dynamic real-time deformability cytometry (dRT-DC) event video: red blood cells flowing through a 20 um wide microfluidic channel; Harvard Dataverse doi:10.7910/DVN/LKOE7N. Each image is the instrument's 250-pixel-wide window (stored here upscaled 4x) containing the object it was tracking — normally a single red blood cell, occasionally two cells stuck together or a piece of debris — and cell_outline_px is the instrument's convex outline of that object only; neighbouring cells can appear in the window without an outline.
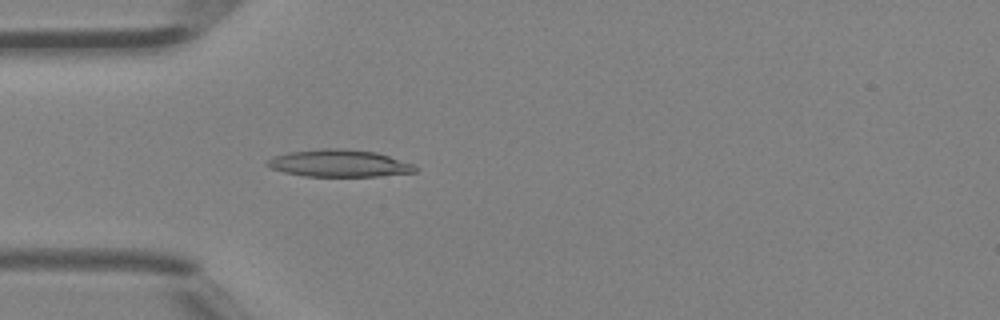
{"species": "Egyptian fruit bat (a non-hibernating species)", "species_latin": "Rousettus aegyptiacus", "temperature_condition": "room temperature", "stored_images_in_passage": 2, "camera_frame_rate_fps": 3000, "um_per_image_px": 0.085, "animal": {"sex": "female"}, "frame": {"image": 1, "passage_image": 2, "time_ms": 0.333, "image_size_px": [1000, 320], "cell_outline_px": [[416, 172], [380, 176], [304, 176], [284, 172], [272, 168], [268, 164], [268, 160], [276, 156], [288, 152], [324, 148], [336, 148], [376, 152], [412, 164], [416, 168]], "centroid_in_image_um": [28.84, 13.88], "position_along_channel_um": 56.2, "area_um2": 23.0}}